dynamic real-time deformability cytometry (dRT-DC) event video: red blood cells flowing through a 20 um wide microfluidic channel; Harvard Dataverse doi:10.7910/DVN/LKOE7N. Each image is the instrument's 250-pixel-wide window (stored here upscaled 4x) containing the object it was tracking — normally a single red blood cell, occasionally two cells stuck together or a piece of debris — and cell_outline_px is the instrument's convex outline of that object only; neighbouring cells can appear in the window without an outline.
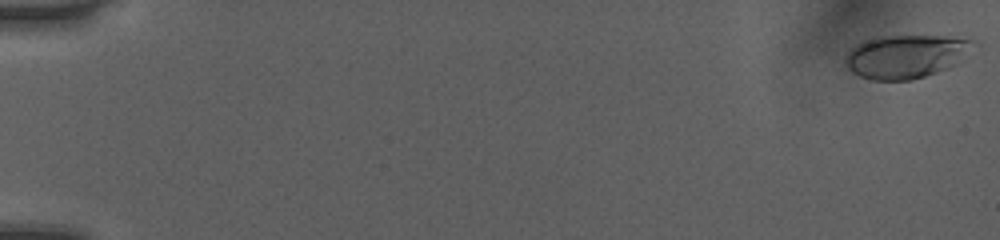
{"species": "human", "species_latin": "Homo sapiens", "temperature_condition": "room temperature", "stored_images_in_passage": 52, "camera_frame_rate_fps": 3000, "um_per_image_px": 0.085, "donor": {"sex": "female"}, "frame": {"image": 1, "passage_image": 1, "time_ms": 0.0, "image_size_px": [1000, 240], "cell_outline_px": [[972, 40], [956, 64], [948, 68], [924, 76], [908, 80], [872, 80], [860, 76], [852, 72], [844, 64], [844, 60], [848, 52], [856, 44], [864, 40], [876, 36], [944, 36]], "centroid_in_image_um": [76.86, 4.8], "position_along_channel_um": 8.1, "area_um2": 31.62}}
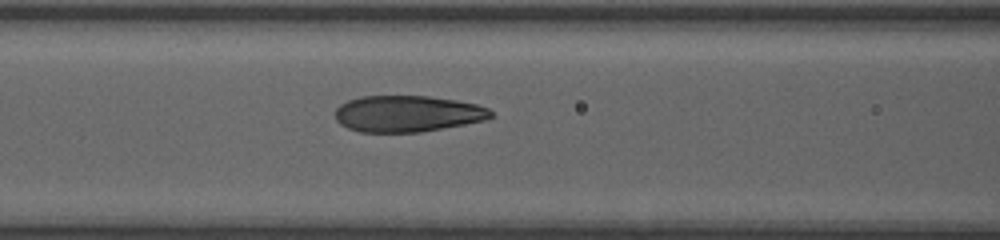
{"frame": {"image": 2, "passage_image": 24, "time_ms": 7.667, "image_size_px": [1000, 240], "cell_outline_px": [[492, 116], [488, 120], [420, 132], [360, 132], [348, 128], [340, 124], [336, 120], [336, 108], [340, 104], [348, 100], [360, 96], [428, 96], [456, 100], [476, 104], [488, 108], [492, 112]], "centroid_in_image_um": [34.63, 9.66], "position_along_channel_um": 132.0, "area_um2": 33.06}}
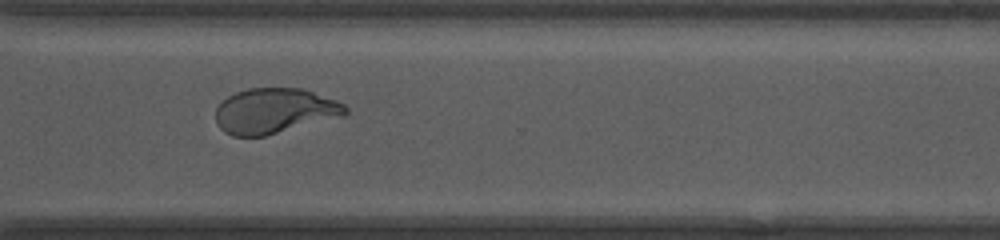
{"frame": {"image": 3, "passage_image": 40, "time_ms": 13.0, "image_size_px": [1000, 240], "cell_outline_px": [[348, 112], [344, 116], [264, 136], [232, 136], [224, 132], [220, 128], [216, 120], [216, 108], [228, 96], [236, 92], [248, 88], [300, 88], [336, 100], [344, 104], [348, 108]], "centroid_in_image_um": [23.34, 9.43], "position_along_channel_um": 347.3, "area_um2": 34.1}, "authors_computed_cell_mechanics": {"area_um2": 33.6974, "velocity_mm_per_s": 4.0468, "shape_relaxation_time_tau1_ms": 5.0952, "shape_relaxation_time_tau2_ms": null, "deformation_change_tau1": 0.1869, "deformation_change_tau2": null}}